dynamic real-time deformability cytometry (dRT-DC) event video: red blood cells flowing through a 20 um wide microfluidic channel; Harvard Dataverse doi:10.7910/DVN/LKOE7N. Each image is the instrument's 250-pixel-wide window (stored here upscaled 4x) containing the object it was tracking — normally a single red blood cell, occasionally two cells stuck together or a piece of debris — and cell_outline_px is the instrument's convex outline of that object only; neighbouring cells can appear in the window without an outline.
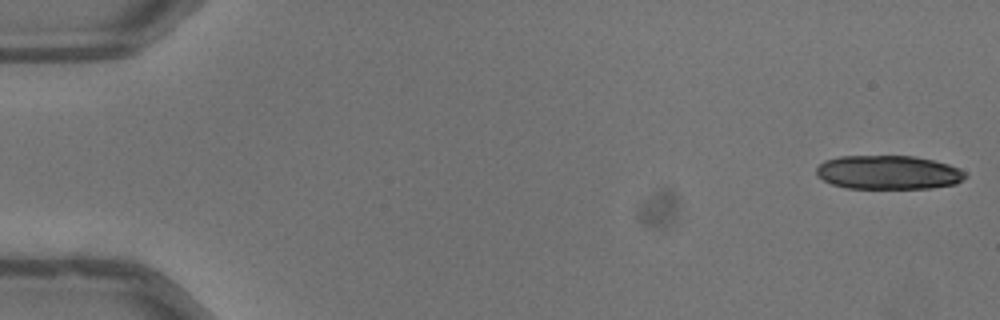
{"species": "common noctule bat (a hibernating species)", "species_latin": "Nyctalus noctula", "temperature_condition": "warm", "stored_images_in_passage": 32, "camera_frame_rate_fps": 3000, "um_per_image_px": 0.085, "animal": {"sex": "male", "body_mass_g": 13.3}, "frame": {"image": 1, "passage_image": 1, "time_ms": 0.0, "image_size_px": [1000, 320], "cell_outline_px": [[968, 176], [956, 184], [932, 188], [848, 188], [832, 184], [816, 176], [816, 168], [824, 160], [840, 156], [916, 156], [948, 164], [964, 172]], "centroid_in_image_um": [75.49, 14.65], "position_along_channel_um": 9.5, "area_um2": 29.42}}
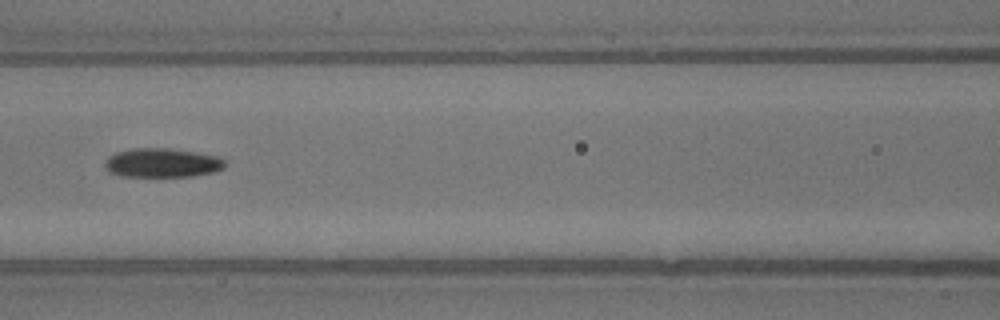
{"frame": {"image": 2, "passage_image": 24, "time_ms": 7.667, "image_size_px": [1000, 320], "cell_outline_px": [[224, 168], [212, 172], [192, 176], [120, 176], [108, 172], [104, 168], [104, 164], [108, 156], [116, 152], [132, 148], [172, 148], [224, 156]], "centroid_in_image_um": [13.79, 13.82], "position_along_channel_um": 152.8, "area_um2": 20.69}}
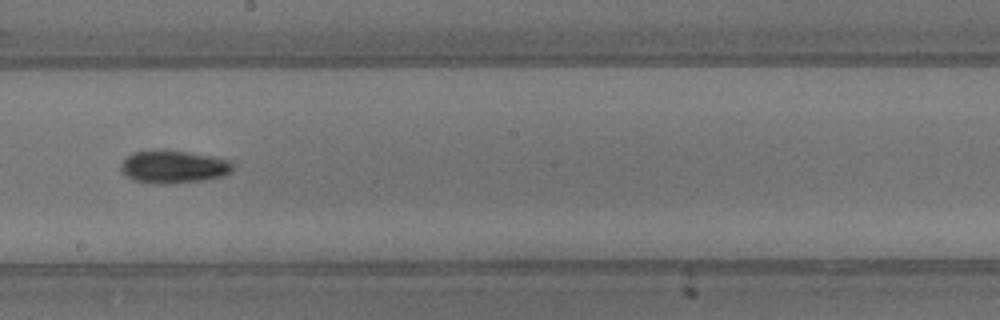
{"frame": {"image": 3, "passage_image": 30, "time_ms": 9.667, "image_size_px": [1000, 320], "cell_outline_px": [[232, 172], [224, 176], [204, 180], [176, 184], [164, 184], [132, 180], [120, 172], [120, 164], [124, 156], [132, 152], [152, 148], [164, 148], [212, 156], [232, 160]], "centroid_in_image_um": [14.69, 14.15], "position_along_channel_um": 233.5, "area_um2": 22.31}}